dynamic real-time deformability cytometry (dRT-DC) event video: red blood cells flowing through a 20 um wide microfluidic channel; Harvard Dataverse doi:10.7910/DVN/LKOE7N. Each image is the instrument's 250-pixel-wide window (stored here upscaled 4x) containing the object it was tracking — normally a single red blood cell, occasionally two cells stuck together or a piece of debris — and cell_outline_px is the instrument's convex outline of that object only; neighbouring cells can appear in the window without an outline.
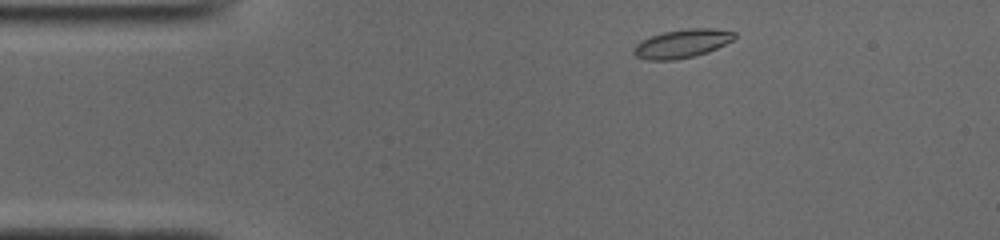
{"species": "common noctule bat (a hibernating species)", "species_latin": "Nyctalus noctula", "temperature_condition": "cold", "stored_images_in_passage": 44, "camera_frame_rate_fps": 3000, "um_per_image_px": 0.085, "animal": {"sex": "male", "body_mass_g": 19.0, "forearm_length_mm": 50.8}, "frame": {"image": 1, "passage_image": 1, "time_ms": 0.0, "image_size_px": [1000, 240], "cell_outline_px": [[736, 36], [732, 40], [708, 52], [692, 56], [672, 60], [648, 60], [636, 56], [632, 52], [632, 48], [636, 44], [652, 36], [664, 32], [688, 28], [712, 28], [736, 32]], "centroid_in_image_um": [57.97, 3.7], "position_along_channel_um": 27.0, "area_um2": 16.53}}
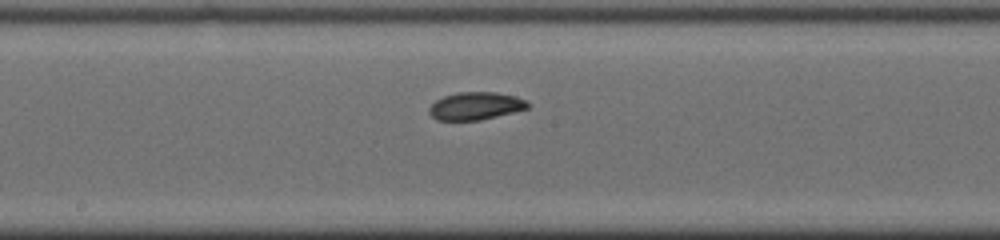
{"frame": {"image": 2, "passage_image": 19, "time_ms": 6.0, "image_size_px": [1000, 240], "cell_outline_px": [[528, 108], [480, 120], [436, 120], [428, 112], [428, 108], [436, 100], [444, 96], [460, 92], [496, 92], [516, 96], [524, 100], [528, 104]], "centroid_in_image_um": [40.39, 9.0], "position_along_channel_um": 207.8, "area_um2": 15.72}}
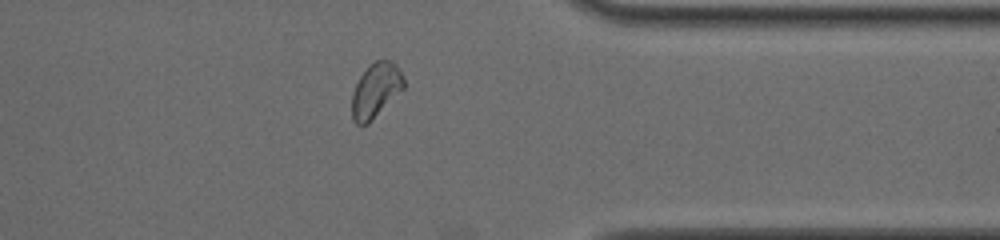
{"frame": {"image": 3, "passage_image": 33, "time_ms": 10.667, "image_size_px": [1000, 240], "cell_outline_px": [[404, 88], [368, 124], [356, 124], [352, 120], [352, 92], [360, 76], [376, 60], [392, 60], [396, 64], [404, 80]], "centroid_in_image_um": [31.93, 7.69], "position_along_channel_um": 379.5, "area_um2": 16.24}, "authors_computed_cell_mechanics": {"area_um2": 16.3574, "velocity_mm_per_s": 3.8992, "shape_relaxation_time_tau1_ms": 3.345, "shape_relaxation_time_tau2_ms": null, "deformation_change_tau1": 0.1115, "deformation_change_tau2": null}}